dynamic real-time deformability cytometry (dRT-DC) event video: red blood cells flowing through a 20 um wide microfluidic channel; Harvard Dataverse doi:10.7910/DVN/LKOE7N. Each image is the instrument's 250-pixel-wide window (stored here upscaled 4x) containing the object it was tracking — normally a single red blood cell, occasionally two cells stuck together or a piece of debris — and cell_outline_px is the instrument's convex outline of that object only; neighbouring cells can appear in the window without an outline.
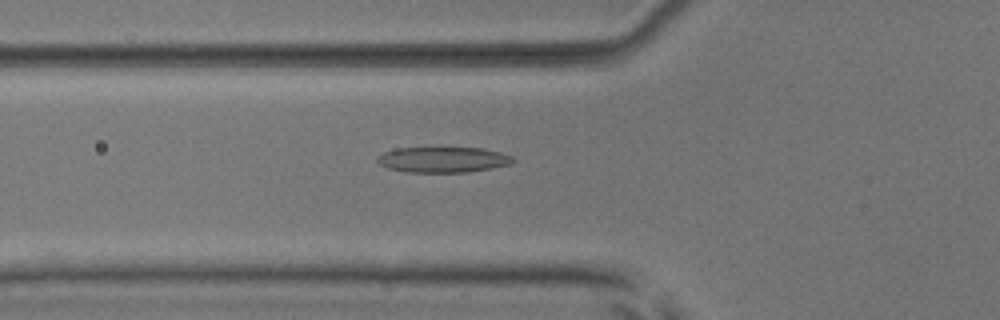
{"species": "common noctule bat (a hibernating species)", "species_latin": "Nyctalus noctula", "temperature_condition": "room temperature", "stored_images_in_passage": 53, "camera_frame_rate_fps": 3000, "um_per_image_px": 0.085, "animal": {"sex": "male", "body_mass_g": 17.9, "forearm_length_mm": 54.2}, "frame": {"image": 1, "passage_image": 19, "time_ms": 6.0, "image_size_px": [1000, 320], "cell_outline_px": [[516, 160], [512, 164], [492, 168], [468, 172], [404, 172], [388, 168], [380, 164], [376, 160], [376, 156], [384, 152], [396, 148], [484, 148], [500, 152], [512, 156]], "centroid_in_image_um": [37.67, 13.57], "position_along_channel_um": 88.1, "area_um2": 20.35}}
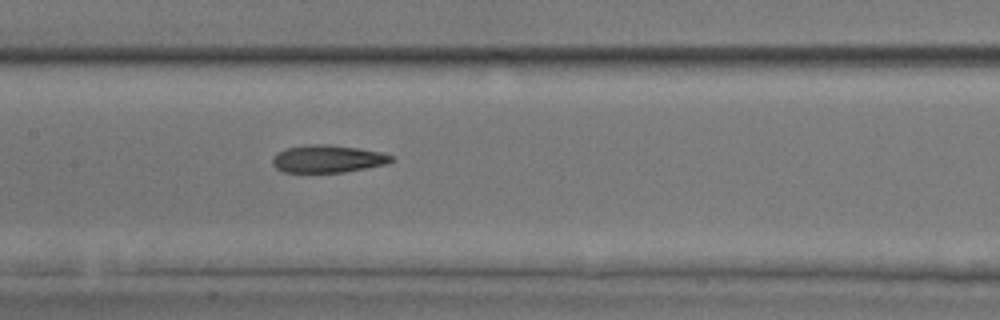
{"frame": {"image": 2, "passage_image": 26, "time_ms": 8.333, "image_size_px": [1000, 320], "cell_outline_px": [[392, 160], [384, 164], [344, 172], [284, 172], [276, 168], [272, 164], [272, 160], [276, 152], [288, 148], [308, 144], [328, 144], [356, 148], [380, 152], [392, 156]], "centroid_in_image_um": [27.79, 13.5], "position_along_channel_um": 179.6, "area_um2": 18.79}}
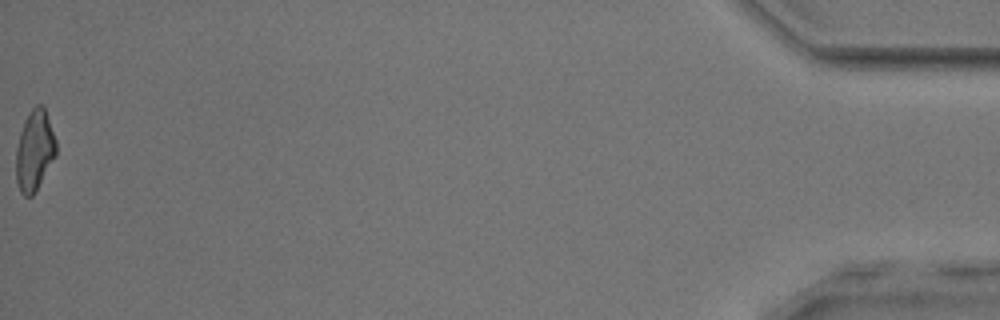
{"frame": {"image": 3, "passage_image": 53, "time_ms": 17.333, "image_size_px": [1000, 320], "cell_outline_px": [[56, 156], [36, 192], [32, 196], [24, 196], [20, 192], [16, 180], [16, 148], [20, 132], [24, 120], [32, 108], [36, 104], [40, 104], [44, 108], [56, 140]], "centroid_in_image_um": [2.93, 12.83], "position_along_channel_um": 432.3, "area_um2": 18.9}, "authors_computed_cell_mechanics": {"area_um2": 19.7676, "velocity_mm_per_s": 3.9019, "shape_relaxation_time_tau1_ms": 11.3504, "shape_relaxation_time_tau2_ms": 4.3037, "deformation_change_tau1": 0.2903, "deformation_change_tau2": 0.1487}}